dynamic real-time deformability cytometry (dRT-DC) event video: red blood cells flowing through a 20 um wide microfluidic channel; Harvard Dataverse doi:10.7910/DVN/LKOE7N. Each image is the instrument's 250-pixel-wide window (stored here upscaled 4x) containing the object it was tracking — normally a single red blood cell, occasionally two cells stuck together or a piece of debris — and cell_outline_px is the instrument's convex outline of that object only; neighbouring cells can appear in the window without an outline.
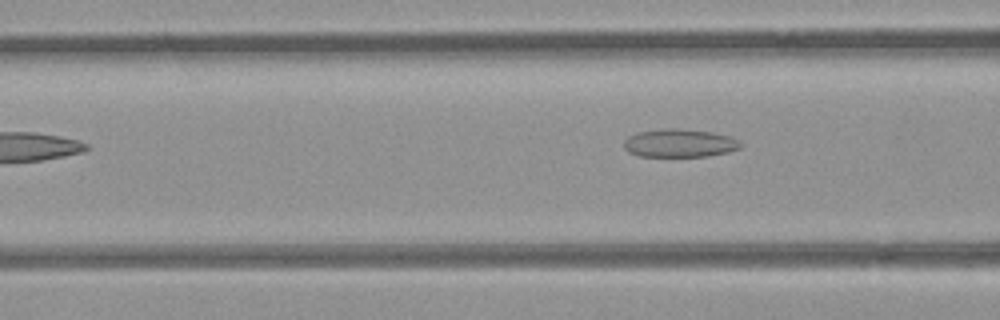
{"species": "common noctule bat (a hibernating species)", "species_latin": "Nyctalus noctula", "temperature_condition": "room temperature", "stored_images_in_passage": 4, "camera_frame_rate_fps": 3000, "um_per_image_px": 0.085, "animal": {"sex": "female", "body_mass_g": 21.9}, "frame": {"image": 1, "passage_image": 4, "time_ms": 4.333, "image_size_px": [1000, 320], "cell_outline_px": [[740, 148], [728, 152], [708, 156], [640, 156], [628, 152], [624, 148], [624, 140], [628, 136], [636, 132], [664, 128], [676, 128], [712, 132], [732, 136], [740, 140]], "centroid_in_image_um": [57.76, 12.15], "position_along_channel_um": 108.8, "area_um2": 19.31}}